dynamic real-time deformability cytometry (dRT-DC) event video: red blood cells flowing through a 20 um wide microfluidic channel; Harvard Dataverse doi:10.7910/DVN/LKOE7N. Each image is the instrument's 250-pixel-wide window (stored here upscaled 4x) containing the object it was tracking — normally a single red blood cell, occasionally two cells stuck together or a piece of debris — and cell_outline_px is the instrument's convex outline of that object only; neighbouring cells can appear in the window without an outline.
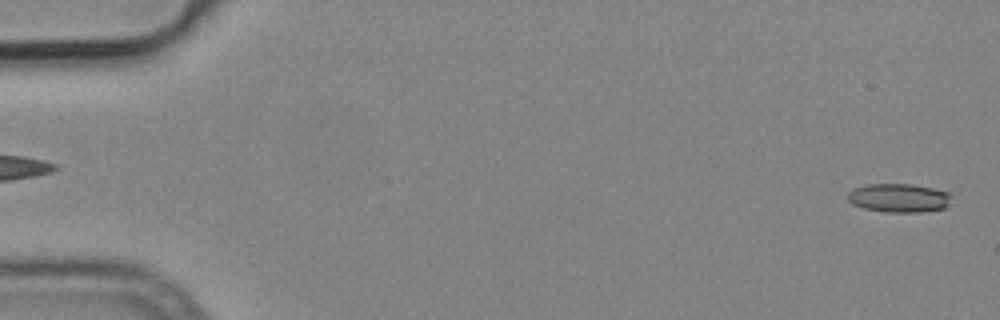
{"species": "common noctule bat (a hibernating species)", "species_latin": "Nyctalus noctula", "temperature_condition": "cold", "stored_images_in_passage": 2, "segment_of_instrument_passage": [2, 2], "camera_frame_rate_fps": 3000, "um_per_image_px": 0.085, "animal": {"sex": "male", "body_mass_g": 19.2, "forearm_length_mm": 51.8}, "frame": {"image": 1, "passage_image": 2, "time_ms": 0.333, "image_size_px": [1000, 320], "cell_outline_px": [[956, 196], [944, 208], [920, 212], [884, 212], [864, 208], [852, 204], [848, 200], [848, 192], [852, 188], [868, 184], [912, 184], [932, 188], [948, 192]], "centroid_in_image_um": [76.43, 16.82], "position_along_channel_um": 8.6, "area_um2": 17.57}}